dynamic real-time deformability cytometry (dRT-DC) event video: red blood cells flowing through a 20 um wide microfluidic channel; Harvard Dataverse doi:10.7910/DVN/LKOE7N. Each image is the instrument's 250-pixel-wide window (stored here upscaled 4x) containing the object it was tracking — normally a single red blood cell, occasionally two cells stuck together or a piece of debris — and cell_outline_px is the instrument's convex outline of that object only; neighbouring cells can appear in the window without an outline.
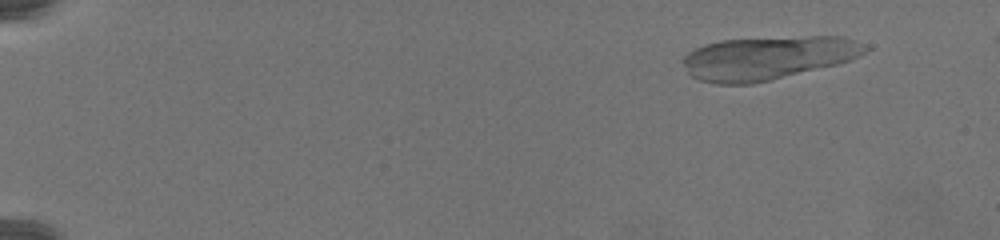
{"species": "common noctule bat (a hibernating species)", "species_latin": "Nyctalus noctula", "temperature_condition": "warm", "stored_images_in_passage": 76, "camera_frame_rate_fps": 3000, "um_per_image_px": 0.085, "animal": {"sex": "female", "body_mass_g": 19.5, "forearm_length_mm": 54.1}, "frame": {"image": 1, "passage_image": 2, "time_ms": 0.333, "image_size_px": [1000, 240], "cell_outline_px": [[872, 48], [860, 56], [836, 64], [752, 84], [716, 84], [700, 80], [692, 76], [688, 72], [684, 64], [684, 56], [696, 48], [720, 40], [812, 36], [840, 36], [852, 40]], "centroid_in_image_um": [65.27, 4.92], "position_along_channel_um": 19.7, "area_um2": 45.43}}
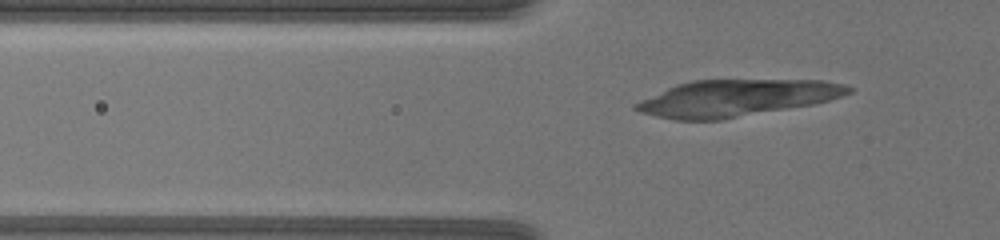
{"frame": {"image": 2, "passage_image": 24, "time_ms": 7.667, "image_size_px": [1000, 240], "cell_outline_px": [[852, 92], [828, 100], [812, 104], [720, 120], [676, 120], [656, 116], [640, 112], [632, 108], [632, 104], [640, 100], [676, 84], [692, 80], [824, 80], [844, 84], [852, 88]], "centroid_in_image_um": [62.56, 8.33], "position_along_channel_um": 63.2, "area_um2": 45.2}}